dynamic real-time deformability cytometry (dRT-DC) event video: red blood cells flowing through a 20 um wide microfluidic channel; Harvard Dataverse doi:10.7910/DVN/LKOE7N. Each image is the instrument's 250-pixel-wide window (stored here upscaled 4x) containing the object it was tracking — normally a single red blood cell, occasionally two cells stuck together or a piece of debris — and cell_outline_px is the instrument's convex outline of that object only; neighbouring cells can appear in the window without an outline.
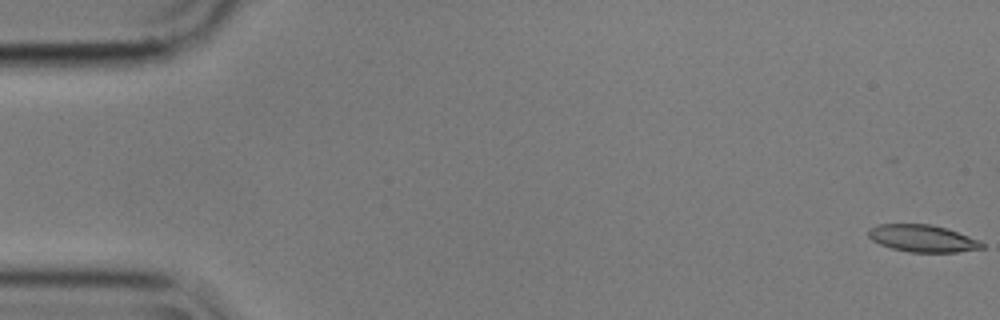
{"species": "common noctule bat (a hibernating species)", "species_latin": "Nyctalus noctula", "temperature_condition": "cold", "stored_images_in_passage": 13, "camera_frame_rate_fps": 3000, "um_per_image_px": 0.085, "animal": {"sex": "male", "body_mass_g": 17.9}, "frame": {"image": 1, "passage_image": 1, "time_ms": 0.0, "image_size_px": [1000, 320], "cell_outline_px": [[984, 248], [956, 252], [908, 252], [892, 248], [880, 244], [872, 240], [868, 236], [868, 228], [876, 224], [932, 224], [948, 228], [968, 236], [984, 244]], "centroid_in_image_um": [78.38, 20.25], "position_along_channel_um": 6.6, "area_um2": 17.98}}
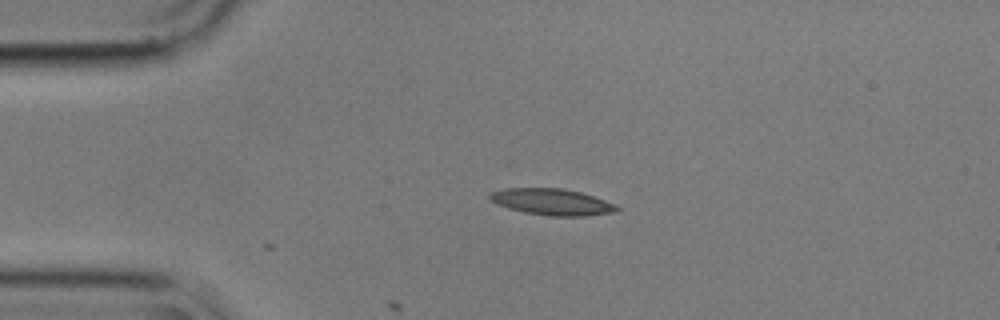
{"frame": {"image": 2, "passage_image": 13, "time_ms": 4.0, "image_size_px": [1000, 320], "cell_outline_px": [[620, 208], [616, 212], [588, 216], [548, 216], [524, 212], [508, 208], [492, 200], [488, 196], [492, 192], [504, 188], [564, 188], [580, 192], [616, 204]], "centroid_in_image_um": [46.96, 17.17], "position_along_channel_um": 38.0, "area_um2": 19.48}}